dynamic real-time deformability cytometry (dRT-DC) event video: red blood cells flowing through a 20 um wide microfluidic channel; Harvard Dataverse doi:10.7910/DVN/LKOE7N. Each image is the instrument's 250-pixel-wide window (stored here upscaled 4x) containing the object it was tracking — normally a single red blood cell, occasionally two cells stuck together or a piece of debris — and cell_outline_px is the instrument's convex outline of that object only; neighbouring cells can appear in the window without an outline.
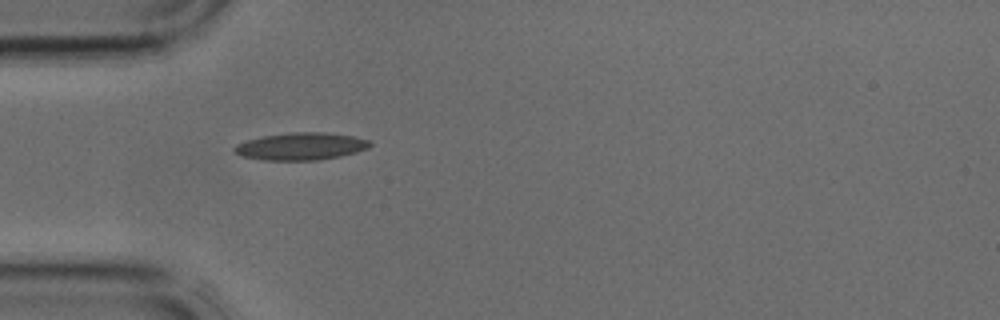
{"species": "common noctule bat (a hibernating species)", "species_latin": "Nyctalus noctula", "temperature_condition": "cold", "stored_images_in_passage": 1, "camera_frame_rate_fps": 3000, "um_per_image_px": 0.085, "animal": {"sex": "male", "body_mass_g": 17.9, "forearm_length_mm": 54.2}, "frame": {"image": 1, "passage_image": 1, "time_ms": 0.0, "image_size_px": [1000, 320], "cell_outline_px": [[372, 144], [368, 148], [356, 152], [340, 156], [316, 160], [260, 160], [240, 156], [232, 152], [232, 148], [236, 144], [248, 140], [264, 136], [292, 132], [324, 132], [352, 136], [368, 140]], "centroid_in_image_um": [25.53, 12.44], "position_along_channel_um": 59.5, "area_um2": 21.62}}